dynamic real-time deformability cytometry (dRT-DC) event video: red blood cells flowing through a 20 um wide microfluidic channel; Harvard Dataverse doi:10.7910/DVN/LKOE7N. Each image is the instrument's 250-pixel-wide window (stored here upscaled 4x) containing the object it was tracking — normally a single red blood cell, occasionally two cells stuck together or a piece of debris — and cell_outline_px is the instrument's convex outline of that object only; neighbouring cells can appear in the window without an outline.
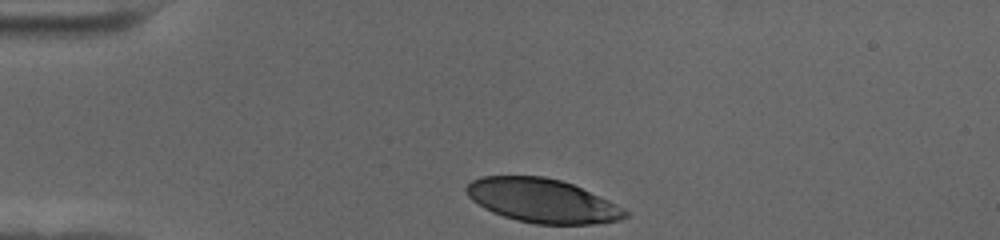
{"species": "human", "species_latin": "Homo sapiens", "temperature_condition": "cold", "stored_images_in_passage": 35, "camera_frame_rate_fps": 3000, "um_per_image_px": 0.085, "donor": {"sex": "female"}, "frame": {"image": 1, "passage_image": 1, "time_ms": 0.0, "image_size_px": [1000, 240], "cell_outline_px": [[628, 216], [620, 220], [592, 224], [536, 224], [516, 220], [492, 212], [484, 208], [472, 200], [468, 196], [464, 188], [472, 180], [480, 176], [544, 176], [560, 180], [572, 184], [608, 200], [624, 208], [628, 212]], "centroid_in_image_um": [46.08, 17.06], "position_along_channel_um": 38.9, "area_um2": 40.52}}
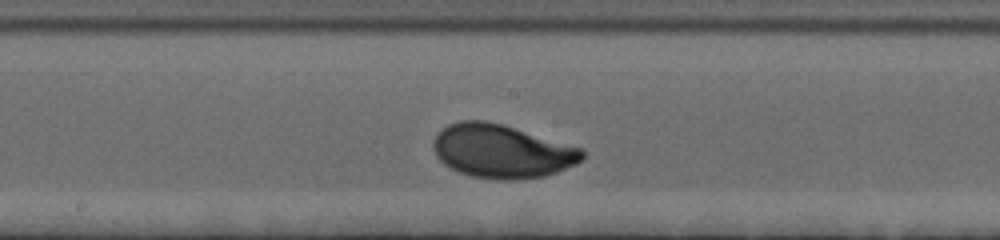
{"frame": {"image": 2, "passage_image": 19, "time_ms": 6.0, "image_size_px": [1000, 240], "cell_outline_px": [[584, 156], [576, 164], [556, 172], [544, 176], [516, 180], [504, 180], [472, 176], [460, 172], [444, 164], [436, 156], [432, 144], [436, 136], [448, 124], [460, 120], [484, 120], [504, 124], [584, 148]], "centroid_in_image_um": [42.68, 12.84], "position_along_channel_um": 205.5, "area_um2": 46.53}}
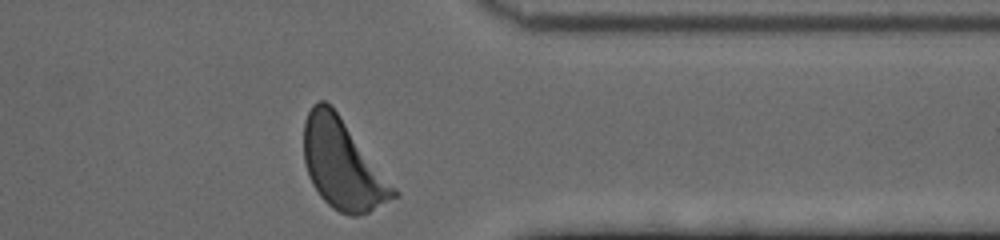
{"frame": {"image": 3, "passage_image": 35, "time_ms": 11.333, "image_size_px": [1000, 240], "cell_outline_px": [[400, 196], [368, 212], [356, 216], [352, 216], [340, 212], [332, 208], [320, 196], [312, 184], [308, 176], [304, 160], [304, 120], [312, 104], [320, 100], [324, 100], [332, 104], [400, 192]], "centroid_in_image_um": [29.14, 13.96], "position_along_channel_um": 382.3, "area_um2": 47.34}, "authors_computed_cell_mechanics": {"area_um2": 44.506, "velocity_mm_per_s": 3.4396, "shape_relaxation_time_tau1_ms": 3.2439, "shape_relaxation_time_tau2_ms": null, "deformation_change_tau1": 0.1813, "deformation_change_tau2": null}}